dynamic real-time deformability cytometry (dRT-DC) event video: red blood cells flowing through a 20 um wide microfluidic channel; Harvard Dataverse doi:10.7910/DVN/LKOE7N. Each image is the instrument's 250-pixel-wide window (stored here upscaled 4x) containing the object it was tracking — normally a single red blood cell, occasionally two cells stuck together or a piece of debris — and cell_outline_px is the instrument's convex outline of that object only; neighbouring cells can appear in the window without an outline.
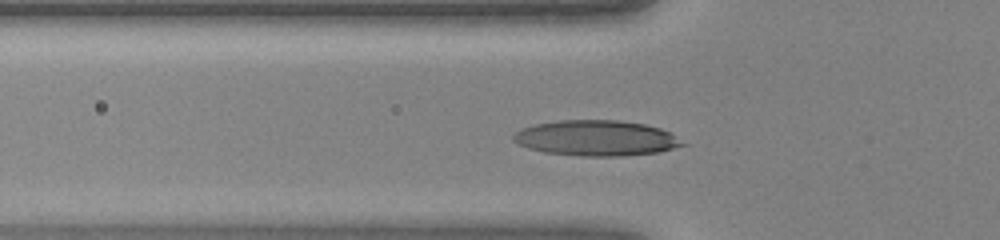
{"species": "human", "species_latin": "Homo sapiens", "temperature_condition": "warm", "stored_images_in_passage": 37, "camera_frame_rate_fps": 3000, "um_per_image_px": 0.085, "donor": {"sex": "female"}, "frame": {"image": 1, "passage_image": 10, "time_ms": 3.0, "image_size_px": [1000, 240], "cell_outline_px": [[688, 144], [656, 152], [624, 156], [580, 156], [544, 152], [528, 148], [516, 144], [512, 140], [512, 136], [520, 128], [536, 124], [560, 120], [616, 120], [644, 124], [660, 128], [672, 132]], "centroid_in_image_um": [50.67, 11.74], "position_along_channel_um": 75.1, "area_um2": 35.2}}
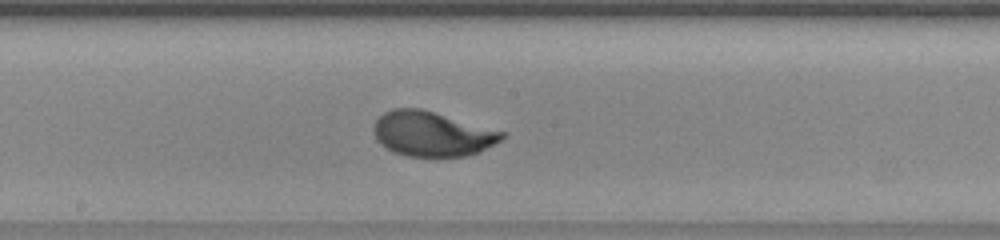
{"frame": {"image": 2, "passage_image": 19, "time_ms": 6.0, "image_size_px": [1000, 240], "cell_outline_px": [[508, 136], [504, 140], [480, 152], [464, 156], [408, 156], [392, 152], [376, 136], [376, 120], [384, 112], [392, 108], [420, 108], [508, 132]], "centroid_in_image_um": [36.85, 11.37], "position_along_channel_um": 211.3, "area_um2": 33.47}}
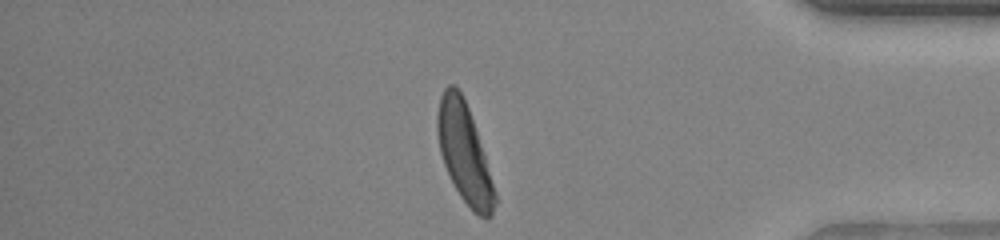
{"frame": {"image": 3, "passage_image": 33, "time_ms": 10.667, "image_size_px": [1000, 240], "cell_outline_px": [[496, 204], [492, 216], [480, 216], [460, 196], [444, 164], [440, 152], [436, 132], [436, 116], [440, 96], [444, 88], [448, 84], [452, 84], [460, 92], [468, 108], [496, 192]], "centroid_in_image_um": [39.43, 12.98], "position_along_channel_um": 395.8, "area_um2": 32.19}}